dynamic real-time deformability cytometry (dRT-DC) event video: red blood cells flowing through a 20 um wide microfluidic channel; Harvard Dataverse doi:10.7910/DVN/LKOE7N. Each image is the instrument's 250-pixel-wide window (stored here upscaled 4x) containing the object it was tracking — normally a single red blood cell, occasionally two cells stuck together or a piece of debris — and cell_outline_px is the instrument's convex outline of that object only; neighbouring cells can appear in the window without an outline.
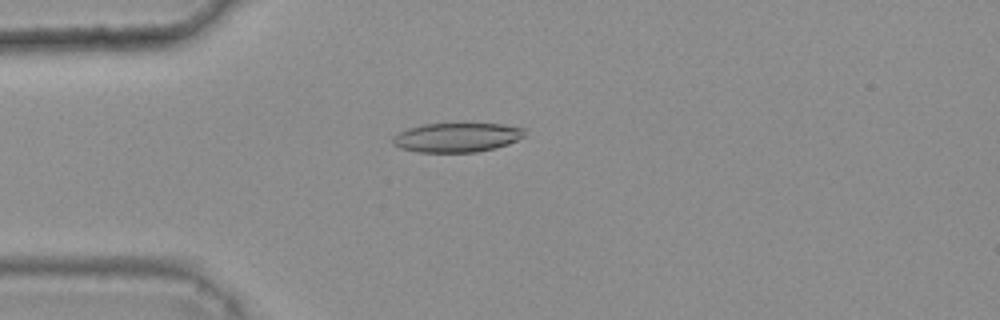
{"species": "common noctule bat (a hibernating species)", "species_latin": "Nyctalus noctula", "temperature_condition": "warm", "stored_images_in_passage": 49, "camera_frame_rate_fps": 3000, "um_per_image_px": 0.085, "animal": {"sex": "female", "body_mass_g": 25.1}, "frame": {"image": 1, "passage_image": 14, "time_ms": 4.333, "image_size_px": [1000, 320], "cell_outline_px": [[524, 136], [508, 144], [496, 148], [476, 152], [416, 152], [400, 148], [392, 144], [392, 136], [408, 128], [424, 124], [504, 124], [524, 128]], "centroid_in_image_um": [38.81, 11.69], "position_along_channel_um": 46.2, "area_um2": 22.48}}
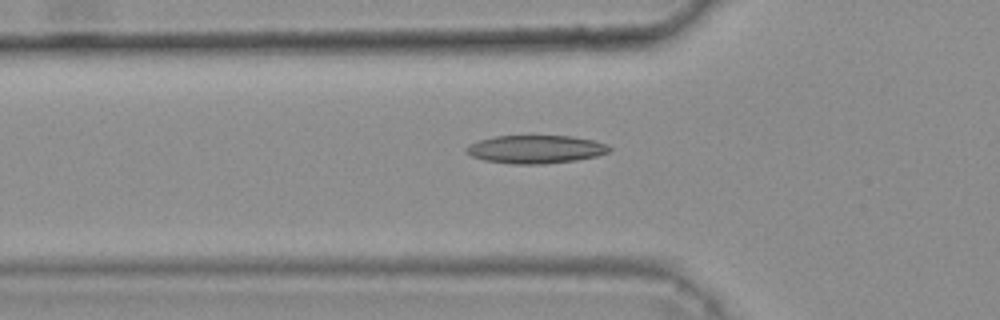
{"frame": {"image": 2, "passage_image": 18, "time_ms": 5.667, "image_size_px": [1000, 320], "cell_outline_px": [[612, 148], [608, 152], [596, 156], [576, 160], [544, 164], [512, 164], [484, 160], [472, 156], [464, 148], [468, 144], [480, 140], [496, 136], [572, 136], [596, 140], [608, 144]], "centroid_in_image_um": [45.56, 12.68], "position_along_channel_um": 80.2, "area_um2": 23.52}}
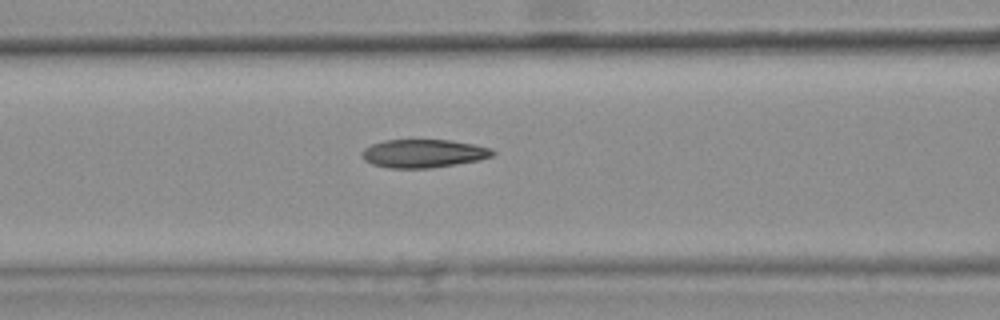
{"frame": {"image": 3, "passage_image": 22, "time_ms": 7.0, "image_size_px": [1000, 320], "cell_outline_px": [[496, 152], [492, 156], [480, 160], [428, 168], [388, 168], [372, 164], [364, 160], [360, 152], [364, 148], [372, 144], [384, 140], [452, 140], [492, 148]], "centroid_in_image_um": [35.98, 13.04], "position_along_channel_um": 130.6, "area_um2": 21.56}, "authors_computed_cell_mechanics": {"area_um2": 21.8484, "velocity_mm_per_s": 3.7256, "shape_relaxation_time_tau1_ms": 10.2859, "shape_relaxation_time_tau2_ms": 2.5221, "deformation_change_tau1": 0.2505, "deformation_change_tau2": 0.1002}}